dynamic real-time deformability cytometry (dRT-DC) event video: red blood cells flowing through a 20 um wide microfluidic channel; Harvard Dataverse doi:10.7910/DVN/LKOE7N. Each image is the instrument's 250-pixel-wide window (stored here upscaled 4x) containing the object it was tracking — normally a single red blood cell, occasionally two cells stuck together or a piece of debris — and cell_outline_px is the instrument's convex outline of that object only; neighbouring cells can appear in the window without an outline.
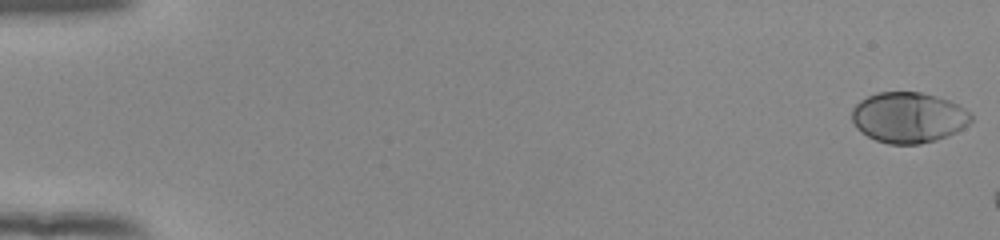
{"species": "human", "species_latin": "Homo sapiens", "temperature_condition": "room temperature", "stored_images_in_passage": 9, "camera_frame_rate_fps": 3000, "um_per_image_px": 0.085, "donor": {"sex": "female"}, "frame": {"image": 1, "passage_image": 1, "time_ms": 0.0, "image_size_px": [1000, 240], "cell_outline_px": [[972, 120], [964, 128], [948, 136], [936, 140], [920, 144], [888, 144], [876, 140], [860, 132], [856, 128], [852, 120], [852, 108], [860, 100], [876, 92], [920, 92], [936, 96], [948, 100], [964, 108], [972, 116]], "centroid_in_image_um": [77.2, 9.99], "position_along_channel_um": 7.8, "area_um2": 35.26}}